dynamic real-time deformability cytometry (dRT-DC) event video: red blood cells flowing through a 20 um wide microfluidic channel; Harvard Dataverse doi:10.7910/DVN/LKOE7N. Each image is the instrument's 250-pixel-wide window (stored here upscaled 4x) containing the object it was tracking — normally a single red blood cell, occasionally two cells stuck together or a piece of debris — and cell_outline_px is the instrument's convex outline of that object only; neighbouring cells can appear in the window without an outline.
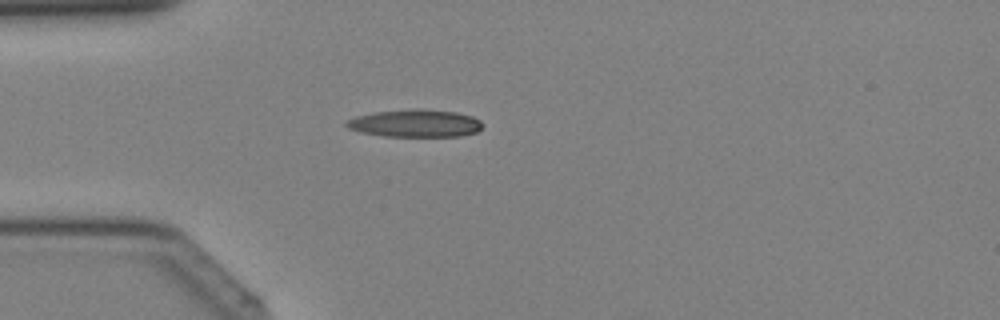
{"species": "Egyptian fruit bat (a non-hibernating species)", "species_latin": "Rousettus aegyptiacus", "temperature_condition": "cold", "stored_images_in_passage": 36, "camera_frame_rate_fps": 3000, "um_per_image_px": 0.085, "animal": {"sex": "female"}, "frame": {"image": 1, "passage_image": 8, "time_ms": 2.333, "image_size_px": [1000, 320], "cell_outline_px": [[480, 128], [476, 132], [460, 136], [384, 136], [360, 132], [348, 128], [344, 124], [348, 120], [356, 116], [372, 112], [412, 108], [420, 108], [456, 112], [472, 116], [480, 120]], "centroid_in_image_um": [35.25, 10.47], "position_along_channel_um": 49.7, "area_um2": 21.91}}
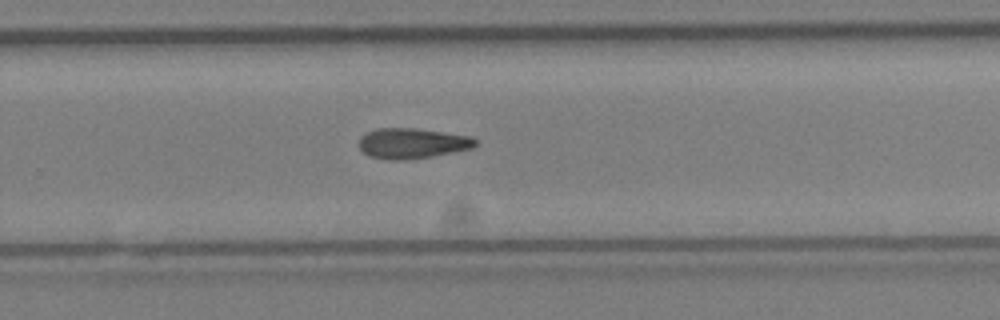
{"frame": {"image": 2, "passage_image": 23, "time_ms": 7.333, "image_size_px": [1000, 320], "cell_outline_px": [[476, 144], [472, 148], [432, 156], [404, 160], [388, 160], [368, 156], [360, 148], [360, 136], [376, 128], [416, 128], [472, 136], [476, 140]], "centroid_in_image_um": [35.03, 12.18], "position_along_channel_um": 294.8, "area_um2": 20.58}}
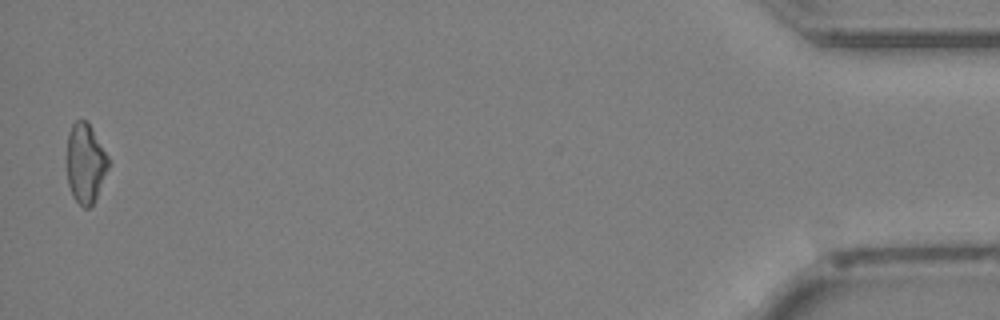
{"frame": {"image": 3, "passage_image": 36, "time_ms": 11.667, "image_size_px": [1000, 320], "cell_outline_px": [[108, 168], [96, 196], [92, 204], [88, 208], [84, 208], [72, 196], [68, 184], [68, 132], [72, 124], [76, 120], [88, 120], [108, 156]], "centroid_in_image_um": [7.26, 13.84], "position_along_channel_um": 427.9, "area_um2": 18.96}}